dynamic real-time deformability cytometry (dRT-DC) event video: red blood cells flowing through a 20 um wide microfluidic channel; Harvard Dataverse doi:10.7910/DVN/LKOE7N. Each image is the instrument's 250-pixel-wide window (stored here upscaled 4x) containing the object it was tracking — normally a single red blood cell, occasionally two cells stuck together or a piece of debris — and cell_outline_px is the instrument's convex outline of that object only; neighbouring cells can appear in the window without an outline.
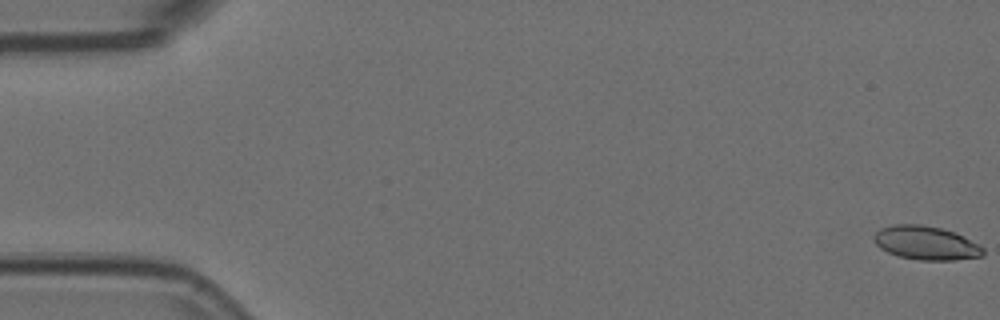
{"species": "Egyptian fruit bat (a non-hibernating species)", "species_latin": "Rousettus aegyptiacus", "temperature_condition": "room temperature", "stored_images_in_passage": 56, "camera_frame_rate_fps": 3000, "um_per_image_px": 0.085, "animal": {"sex": "female"}, "frame": {"image": 1, "passage_image": 1, "time_ms": 0.0, "image_size_px": [1000, 320], "cell_outline_px": [[984, 256], [952, 260], [920, 260], [900, 256], [888, 252], [880, 248], [876, 244], [876, 232], [880, 228], [892, 224], [920, 224], [940, 228], [956, 232], [984, 248]], "centroid_in_image_um": [78.73, 20.64], "position_along_channel_um": 6.3, "area_um2": 21.27}}
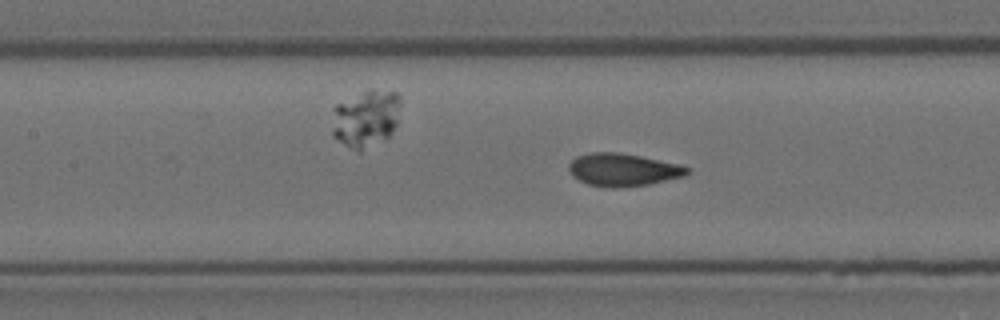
{"frame": {"image": 2, "passage_image": 25, "time_ms": 8.0, "image_size_px": [1000, 320], "cell_outline_px": [[692, 172], [684, 176], [648, 184], [620, 188], [604, 188], [588, 184], [572, 176], [568, 168], [568, 164], [576, 156], [592, 152], [620, 152], [680, 164], [688, 168]], "centroid_in_image_um": [52.94, 14.43], "position_along_channel_um": 154.5, "area_um2": 22.72}}
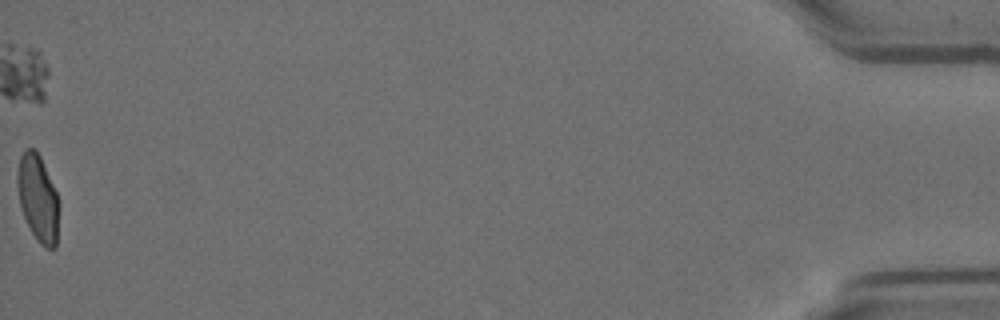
{"frame": {"image": 3, "passage_image": 56, "time_ms": 18.333, "image_size_px": [1000, 320], "cell_outline_px": [[60, 208], [56, 248], [44, 248], [36, 240], [24, 216], [20, 204], [16, 184], [16, 176], [20, 156], [24, 148], [36, 148], [40, 156], [56, 192], [60, 204]], "centroid_in_image_um": [3.23, 16.85], "position_along_channel_um": 432.0, "area_um2": 21.39}, "authors_computed_cell_mechanics": {"area_um2": 21.9351, "velocity_mm_per_s": 3.6827, "shape_relaxation_time_tau1_ms": 11.3184, "shape_relaxation_time_tau2_ms": null, "deformation_change_tau1": 0.2657, "deformation_change_tau2": null}}